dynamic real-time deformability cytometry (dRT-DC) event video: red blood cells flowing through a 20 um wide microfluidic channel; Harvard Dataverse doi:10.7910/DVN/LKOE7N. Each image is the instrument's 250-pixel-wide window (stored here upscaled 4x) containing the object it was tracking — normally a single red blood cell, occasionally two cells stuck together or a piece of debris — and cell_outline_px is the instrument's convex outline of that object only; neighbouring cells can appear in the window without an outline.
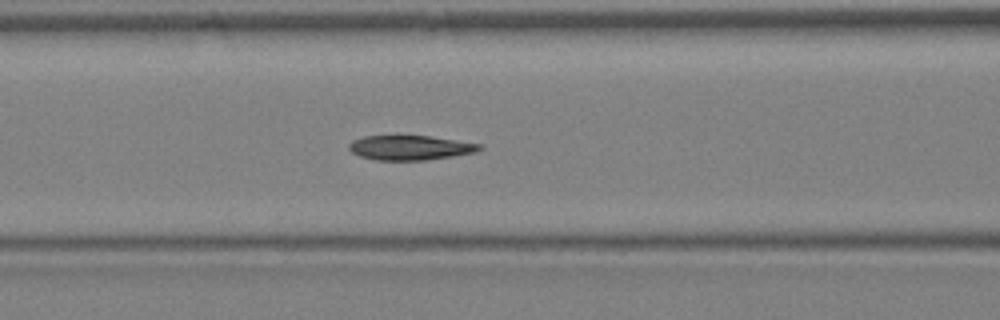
{"species": "Egyptian fruit bat (a non-hibernating species)", "species_latin": "Rousettus aegyptiacus", "temperature_condition": "warm", "stored_images_in_passage": 34, "camera_frame_rate_fps": 3000, "um_per_image_px": 0.085, "animal": {"sex": "female"}, "frame": {"image": 1, "passage_image": 13, "time_ms": 4.0, "image_size_px": [1000, 320], "cell_outline_px": [[484, 148], [476, 152], [452, 156], [424, 160], [376, 160], [360, 156], [352, 152], [348, 148], [348, 144], [352, 140], [364, 136], [432, 136], [484, 144]], "centroid_in_image_um": [34.9, 12.55], "position_along_channel_um": 131.7, "area_um2": 18.84}}
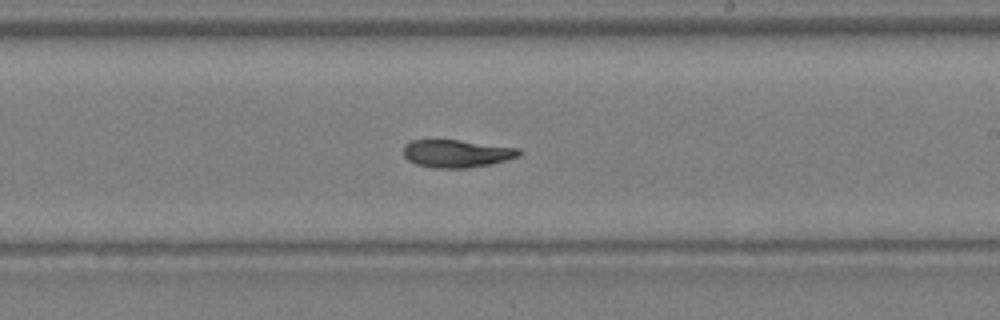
{"frame": {"image": 2, "passage_image": 19, "time_ms": 6.0, "image_size_px": [1000, 320], "cell_outline_px": [[524, 152], [520, 156], [492, 164], [468, 168], [432, 168], [416, 164], [408, 160], [404, 156], [404, 144], [412, 140], [460, 140], [520, 148]], "centroid_in_image_um": [38.86, 13.05], "position_along_channel_um": 250.1, "area_um2": 18.9}}
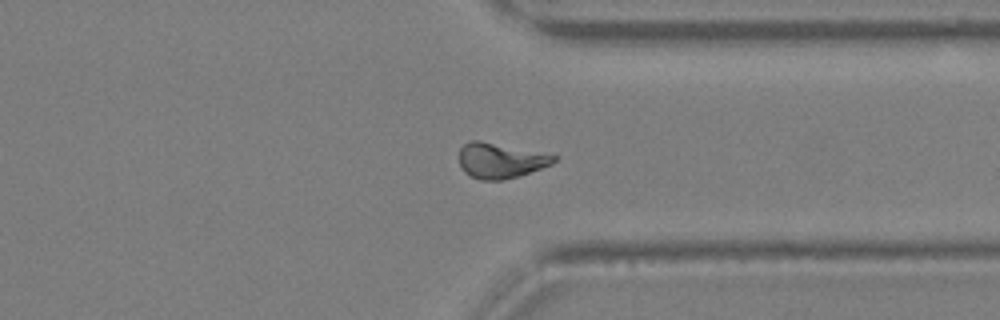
{"frame": {"image": 3, "passage_image": 25, "time_ms": 8.0, "image_size_px": [1000, 320], "cell_outline_px": [[556, 160], [552, 164], [520, 176], [504, 180], [480, 180], [464, 172], [460, 168], [460, 148], [464, 144], [472, 140], [480, 140], [556, 156]], "centroid_in_image_um": [42.5, 13.66], "position_along_channel_um": 368.9, "area_um2": 19.25}}